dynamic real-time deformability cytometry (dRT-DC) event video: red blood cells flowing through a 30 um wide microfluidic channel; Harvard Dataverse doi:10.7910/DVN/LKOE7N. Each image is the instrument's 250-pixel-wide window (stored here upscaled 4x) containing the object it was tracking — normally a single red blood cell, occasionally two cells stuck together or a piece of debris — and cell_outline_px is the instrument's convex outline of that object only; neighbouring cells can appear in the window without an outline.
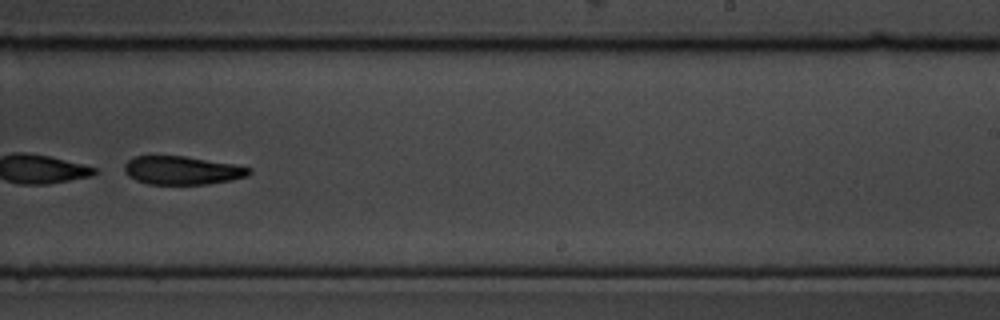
{"species": "common noctule bat (a hibernating species)", "species_latin": "Nyctalus noctula", "temperature_condition": "cold", "stored_images_in_passage": 57, "camera_frame_rate_fps": 3000, "um_per_image_px": 0.085, "animal": {"sex": "male", "body_mass_g": 19.5, "forearm_length_mm": 54.6}, "frame": {"image": 1, "passage_image": 36, "time_ms": 11.667, "image_size_px": [1000, 320], "cell_outline_px": [[252, 172], [248, 176], [232, 180], [208, 184], [148, 184], [136, 180], [128, 176], [124, 172], [124, 164], [132, 156], [184, 156], [232, 164], [252, 168]], "centroid_in_image_um": [15.47, 14.48], "position_along_channel_um": 273.5, "area_um2": 20.69}}